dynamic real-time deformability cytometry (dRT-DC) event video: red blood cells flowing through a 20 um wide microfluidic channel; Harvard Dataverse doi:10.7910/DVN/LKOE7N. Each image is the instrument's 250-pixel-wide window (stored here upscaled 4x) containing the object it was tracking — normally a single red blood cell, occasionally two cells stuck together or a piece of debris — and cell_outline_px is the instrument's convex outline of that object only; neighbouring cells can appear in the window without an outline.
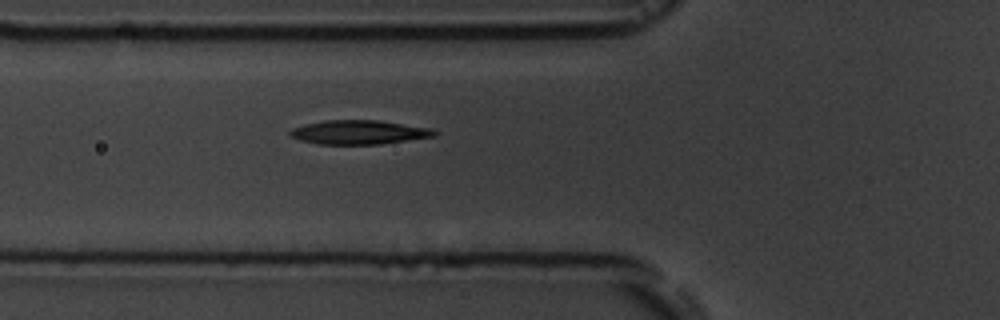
{"species": "common noctule bat (a hibernating species)", "species_latin": "Nyctalus noctula", "temperature_condition": "room temperature", "stored_images_in_passage": 2, "camera_frame_rate_fps": 3000, "um_per_image_px": 0.085, "animal": {"sex": "male", "body_mass_g": 19.5, "forearm_length_mm": 54.6}, "frame": {"image": 1, "passage_image": 2, "time_ms": 1.0, "image_size_px": [1000, 320], "cell_outline_px": [[440, 132], [436, 136], [380, 144], [320, 144], [300, 140], [292, 136], [288, 132], [292, 128], [304, 124], [324, 120], [380, 120], [432, 128]], "centroid_in_image_um": [30.55, 11.23], "position_along_channel_um": 95.2, "area_um2": 20.35}}